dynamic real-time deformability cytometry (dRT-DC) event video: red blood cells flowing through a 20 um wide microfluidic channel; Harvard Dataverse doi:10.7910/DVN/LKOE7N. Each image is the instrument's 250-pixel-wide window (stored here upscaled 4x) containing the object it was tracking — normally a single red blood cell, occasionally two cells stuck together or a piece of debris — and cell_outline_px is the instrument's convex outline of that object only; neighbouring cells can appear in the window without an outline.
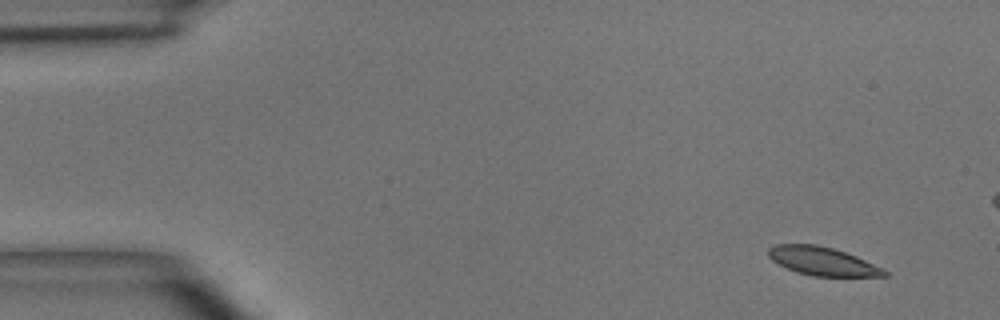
{"species": "common noctule bat (a hibernating species)", "species_latin": "Nyctalus noctula", "temperature_condition": "room temperature", "stored_images_in_passage": 4, "camera_frame_rate_fps": 3000, "um_per_image_px": 0.085, "animal": {"sex": "male", "body_mass_g": 15.6}, "frame": {"image": 1, "passage_image": 1, "time_ms": 0.0, "image_size_px": [1000, 320], "cell_outline_px": [[888, 276], [812, 276], [796, 272], [772, 260], [768, 256], [768, 248], [776, 244], [816, 244], [832, 248], [856, 256], [888, 272]], "centroid_in_image_um": [69.86, 22.2], "position_along_channel_um": 15.1, "area_um2": 18.9}}